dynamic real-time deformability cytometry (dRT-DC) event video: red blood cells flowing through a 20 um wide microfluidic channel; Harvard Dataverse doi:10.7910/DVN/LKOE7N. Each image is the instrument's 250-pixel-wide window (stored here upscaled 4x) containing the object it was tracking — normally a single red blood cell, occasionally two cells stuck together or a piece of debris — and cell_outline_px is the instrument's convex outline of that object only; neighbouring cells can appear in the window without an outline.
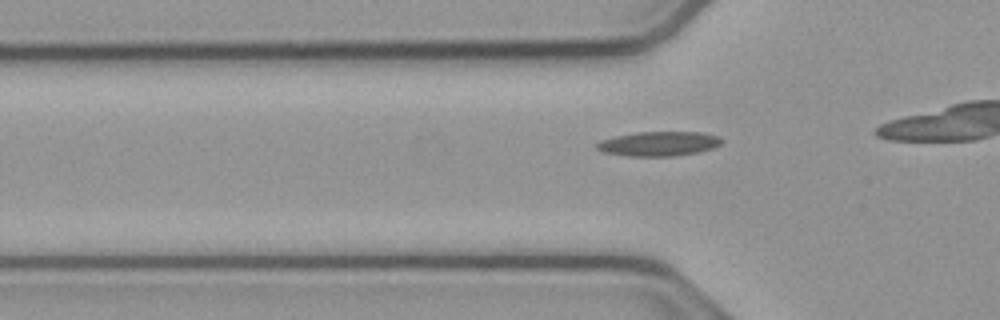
{"species": "common noctule bat (a hibernating species)", "species_latin": "Nyctalus noctula", "temperature_condition": "cold", "stored_images_in_passage": 12, "camera_frame_rate_fps": 3000, "um_per_image_px": 0.085, "animal": {"sex": "male", "body_mass_g": 23.1, "forearm_length_mm": 52.7}, "frame": {"image": 1, "passage_image": 7, "time_ms": 2.0, "image_size_px": [1000, 320], "cell_outline_px": [[724, 140], [720, 144], [712, 148], [696, 152], [676, 156], [628, 156], [604, 152], [596, 148], [596, 144], [600, 140], [616, 136], [636, 132], [700, 132], [720, 136]], "centroid_in_image_um": [56.0, 12.21], "position_along_channel_um": 69.8, "area_um2": 17.8}}